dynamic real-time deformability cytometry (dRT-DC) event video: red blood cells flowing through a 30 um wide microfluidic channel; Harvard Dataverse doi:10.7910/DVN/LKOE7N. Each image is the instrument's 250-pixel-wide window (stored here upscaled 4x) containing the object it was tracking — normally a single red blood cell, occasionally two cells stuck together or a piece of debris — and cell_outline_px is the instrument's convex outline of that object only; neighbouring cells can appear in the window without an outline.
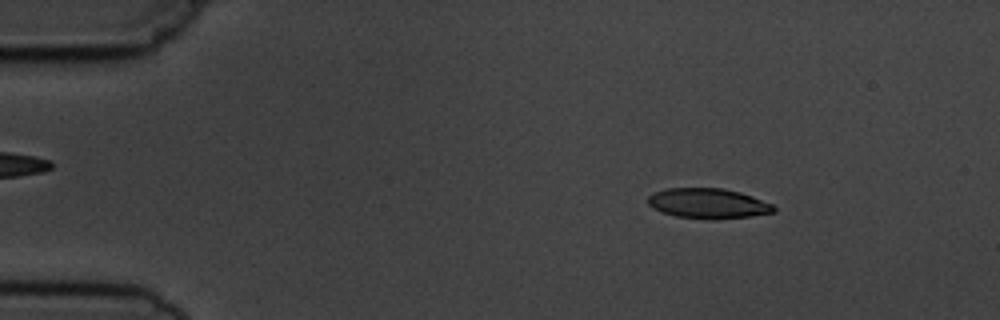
{"species": "common noctule bat (a hibernating species)", "species_latin": "Nyctalus noctula", "temperature_condition": "cold", "stored_images_in_passage": 4, "camera_frame_rate_fps": 3000, "um_per_image_px": 0.085, "animal": {"sex": "male", "body_mass_g": 19.5, "forearm_length_mm": 54.6}, "frame": {"image": 1, "passage_image": 2, "time_ms": 1.0, "image_size_px": [1000, 320], "cell_outline_px": [[776, 212], [752, 216], [712, 220], [708, 220], [676, 216], [652, 208], [648, 204], [648, 196], [652, 192], [664, 188], [724, 188], [740, 192], [752, 196], [772, 204], [776, 208]], "centroid_in_image_um": [60.18, 17.29], "position_along_channel_um": 24.8, "area_um2": 22.37}}